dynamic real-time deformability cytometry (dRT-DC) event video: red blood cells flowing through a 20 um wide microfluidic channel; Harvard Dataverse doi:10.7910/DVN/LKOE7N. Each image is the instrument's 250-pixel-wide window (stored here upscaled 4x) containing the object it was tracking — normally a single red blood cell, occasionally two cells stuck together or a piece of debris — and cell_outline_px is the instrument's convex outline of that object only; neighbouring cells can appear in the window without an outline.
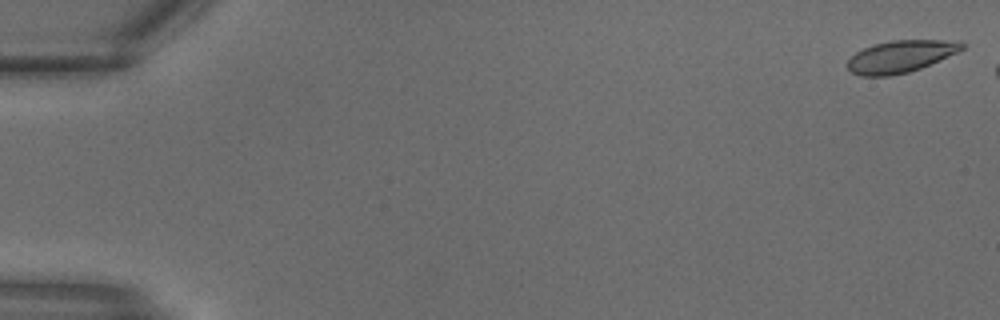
{"species": "common noctule bat (a hibernating species)", "species_latin": "Nyctalus noctula", "temperature_condition": "warm", "stored_images_in_passage": 13, "camera_frame_rate_fps": 3000, "um_per_image_px": 0.085, "animal": {"sex": "male", "body_mass_g": 18.8}, "frame": {"image": 1, "passage_image": 1, "time_ms": 0.0, "image_size_px": [1000, 320], "cell_outline_px": [[964, 48], [956, 52], [920, 68], [908, 72], [888, 76], [860, 76], [852, 72], [844, 64], [856, 52], [872, 44], [892, 40], [960, 40], [964, 44]], "centroid_in_image_um": [76.51, 4.79], "position_along_channel_um": 8.5, "area_um2": 21.33}}